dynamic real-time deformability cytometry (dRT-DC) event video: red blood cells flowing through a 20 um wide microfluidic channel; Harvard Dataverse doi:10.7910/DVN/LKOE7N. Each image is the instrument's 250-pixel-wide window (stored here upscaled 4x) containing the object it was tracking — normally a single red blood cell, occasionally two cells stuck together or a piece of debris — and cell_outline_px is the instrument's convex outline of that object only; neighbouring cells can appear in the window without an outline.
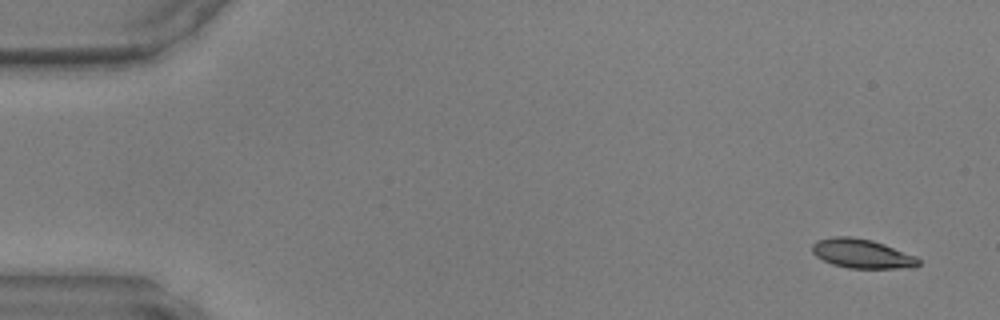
{"species": "common noctule bat (a hibernating species)", "species_latin": "Nyctalus noctula", "temperature_condition": "warm", "stored_images_in_passage": 46, "camera_frame_rate_fps": 3000, "um_per_image_px": 0.085, "animal": {"sex": "male", "body_mass_g": 17.9, "forearm_length_mm": 54.2}, "frame": {"image": 1, "passage_image": 1, "time_ms": 0.0, "image_size_px": [1000, 320], "cell_outline_px": [[920, 264], [916, 268], [848, 268], [832, 264], [816, 256], [812, 252], [812, 244], [816, 240], [832, 236], [852, 236], [872, 240], [884, 244], [916, 256], [920, 260]], "centroid_in_image_um": [73.27, 21.55], "position_along_channel_um": 11.7, "area_um2": 18.26}}
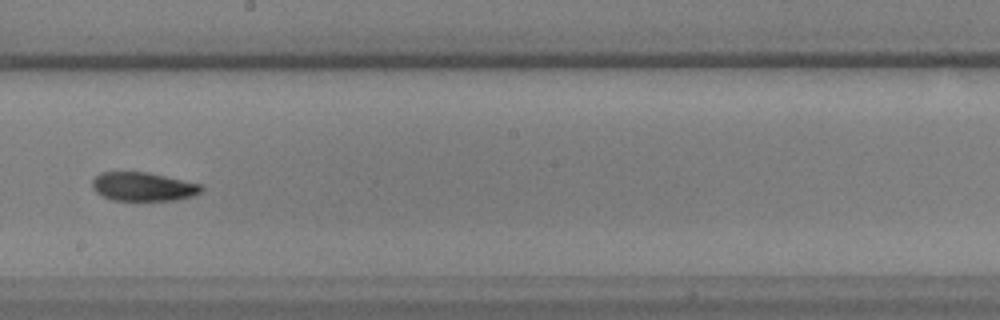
{"frame": {"image": 2, "passage_image": 26, "time_ms": 8.333, "image_size_px": [1000, 320], "cell_outline_px": [[204, 188], [200, 192], [192, 196], [176, 200], [112, 200], [96, 192], [92, 188], [92, 180], [100, 172], [144, 172], [164, 176], [200, 184]], "centroid_in_image_um": [12.14, 15.87], "position_along_channel_um": 236.1, "area_um2": 18.03}}
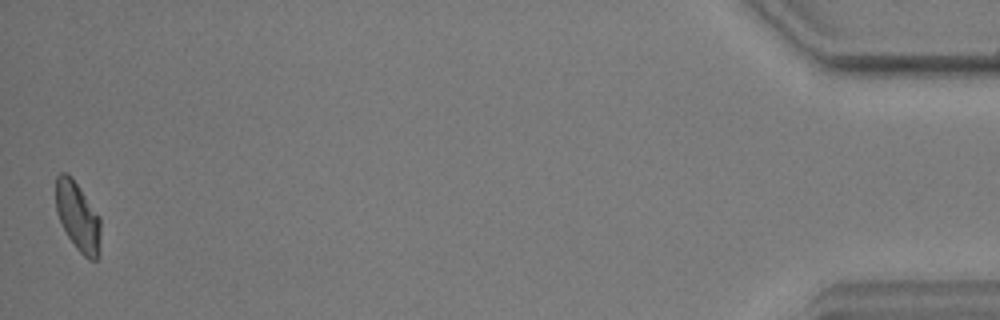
{"frame": {"image": 3, "passage_image": 46, "time_ms": 15.0, "image_size_px": [1000, 320], "cell_outline_px": [[100, 256], [96, 260], [88, 260], [76, 248], [68, 236], [56, 212], [56, 176], [60, 172], [68, 172], [72, 176], [100, 216]], "centroid_in_image_um": [6.63, 18.4], "position_along_channel_um": 428.6, "area_um2": 18.26}}